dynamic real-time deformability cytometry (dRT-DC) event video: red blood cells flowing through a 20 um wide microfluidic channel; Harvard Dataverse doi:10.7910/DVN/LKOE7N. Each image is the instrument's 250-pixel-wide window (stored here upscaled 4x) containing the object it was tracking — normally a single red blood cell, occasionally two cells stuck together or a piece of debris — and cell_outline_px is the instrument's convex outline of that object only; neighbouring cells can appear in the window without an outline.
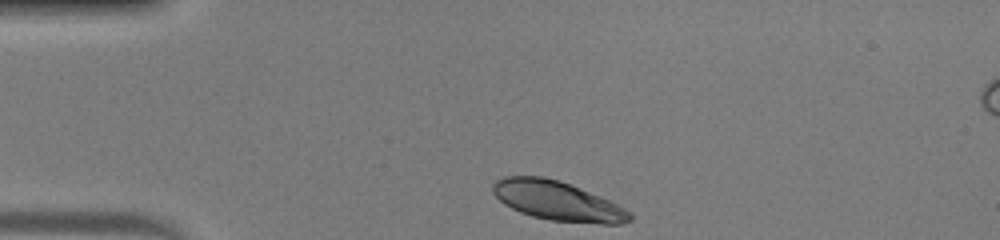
{"species": "human", "species_latin": "Homo sapiens", "temperature_condition": "warm", "stored_images_in_passage": 31, "camera_frame_rate_fps": 3000, "um_per_image_px": 0.085, "donor": {"sex": "male"}, "frame": {"image": 1, "passage_image": 1, "time_ms": 0.0, "image_size_px": [1000, 240], "cell_outline_px": [[632, 220], [620, 224], [600, 224], [548, 220], [532, 216], [520, 212], [504, 204], [492, 192], [492, 184], [496, 180], [504, 176], [544, 176], [560, 180], [608, 200], [632, 212]], "centroid_in_image_um": [47.37, 17.08], "position_along_channel_um": 37.6, "area_um2": 31.39}}
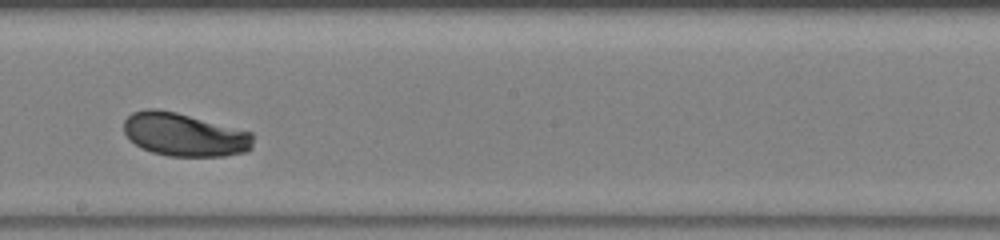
{"frame": {"image": 2, "passage_image": 18, "time_ms": 5.667, "image_size_px": [1000, 240], "cell_outline_px": [[252, 148], [248, 152], [224, 156], [168, 156], [152, 152], [136, 144], [124, 132], [124, 120], [132, 112], [144, 108], [156, 108], [176, 112], [252, 132]], "centroid_in_image_um": [15.68, 11.44], "position_along_channel_um": 232.5, "area_um2": 32.54}}
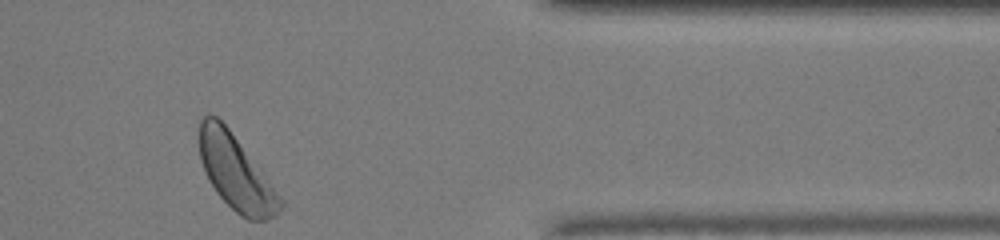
{"frame": {"image": 3, "passage_image": 31, "time_ms": 10.0, "image_size_px": [1000, 240], "cell_outline_px": [[284, 204], [276, 216], [268, 220], [248, 220], [240, 216], [216, 192], [204, 172], [200, 160], [200, 120], [204, 116], [216, 116], [228, 128], [260, 164], [284, 200]], "centroid_in_image_um": [20.12, 14.7], "position_along_channel_um": 391.3, "area_um2": 35.72}, "authors_computed_cell_mechanics": {"area_um2": 32.7726, "velocity_mm_per_s": 4.1759, "shape_relaxation_time_tau1_ms": 2.5255, "shape_relaxation_time_tau2_ms": null, "deformation_change_tau1": 0.1354, "deformation_change_tau2": null}}